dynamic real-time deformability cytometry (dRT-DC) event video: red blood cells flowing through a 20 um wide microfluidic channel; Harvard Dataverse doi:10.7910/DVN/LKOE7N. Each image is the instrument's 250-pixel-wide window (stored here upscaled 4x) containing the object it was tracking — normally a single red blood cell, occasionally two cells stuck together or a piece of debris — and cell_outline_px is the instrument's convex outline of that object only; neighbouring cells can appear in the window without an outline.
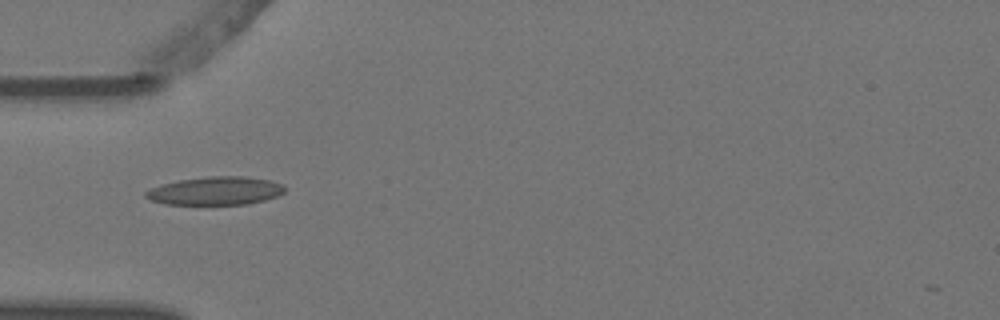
{"species": "Egyptian fruit bat (a non-hibernating species)", "species_latin": "Rousettus aegyptiacus", "temperature_condition": "warm", "stored_images_in_passage": 4, "camera_frame_rate_fps": 3000, "um_per_image_px": 0.085, "animal": {"sex": "female"}, "frame": {"image": 1, "passage_image": 4, "time_ms": 1.0, "image_size_px": [1000, 320], "cell_outline_px": [[284, 192], [280, 196], [248, 204], [164, 204], [152, 200], [144, 196], [144, 192], [152, 188], [164, 184], [180, 180], [208, 176], [244, 176], [268, 180], [284, 184]], "centroid_in_image_um": [18.36, 16.22], "position_along_channel_um": 66.6, "area_um2": 22.77}}